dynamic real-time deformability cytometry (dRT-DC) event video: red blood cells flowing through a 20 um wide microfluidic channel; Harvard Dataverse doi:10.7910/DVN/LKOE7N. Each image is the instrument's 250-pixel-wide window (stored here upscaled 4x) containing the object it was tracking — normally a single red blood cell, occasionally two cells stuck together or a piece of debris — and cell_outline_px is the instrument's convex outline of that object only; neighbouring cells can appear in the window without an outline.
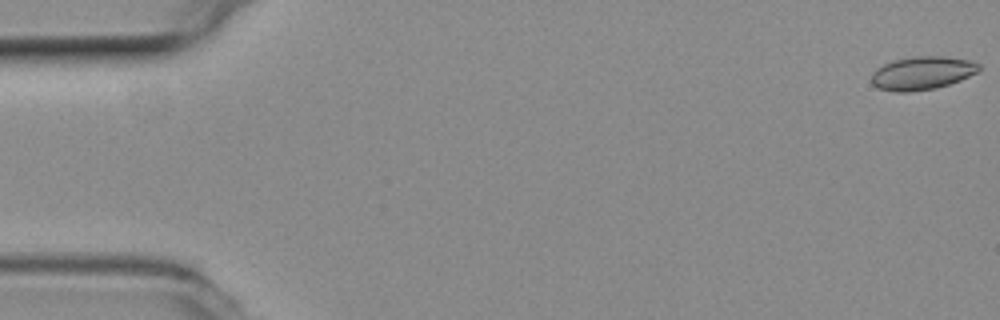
{"species": "common noctule bat (a hibernating species)", "species_latin": "Nyctalus noctula", "temperature_condition": "room temperature", "stored_images_in_passage": 9, "camera_frame_rate_fps": 3000, "um_per_image_px": 0.085, "animal": {"sex": "female", "body_mass_g": 19.3, "forearm_length_mm": 54.1}, "frame": {"image": 1, "passage_image": 1, "time_ms": 0.0, "image_size_px": [1000, 320], "cell_outline_px": [[980, 68], [976, 72], [960, 80], [936, 88], [908, 92], [896, 92], [880, 88], [872, 84], [872, 72], [876, 68], [892, 60], [912, 56], [944, 56], [968, 60], [980, 64]], "centroid_in_image_um": [78.35, 6.2], "position_along_channel_um": 6.6, "area_um2": 20.75}}
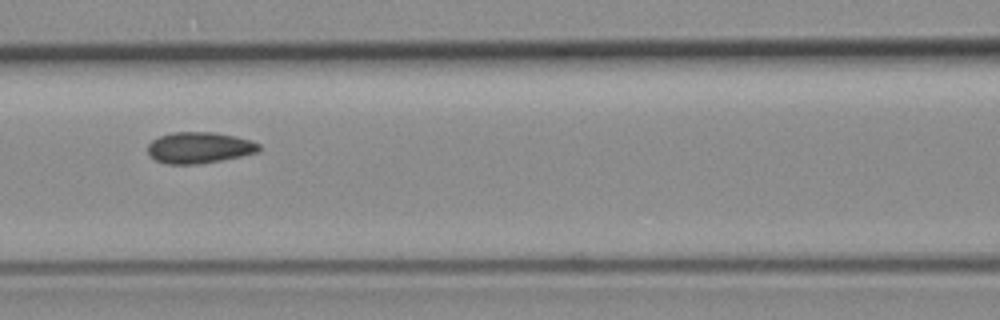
{"frame": {"image": 2, "passage_image": 7, "time_ms": 2.0, "image_size_px": [1000, 320], "cell_outline_px": [[260, 148], [256, 152], [240, 156], [200, 164], [168, 164], [156, 160], [148, 152], [148, 144], [152, 140], [160, 136], [172, 132], [212, 132], [232, 136], [248, 140], [260, 144]], "centroid_in_image_um": [16.9, 12.55], "position_along_channel_um": 149.7, "area_um2": 19.88}}
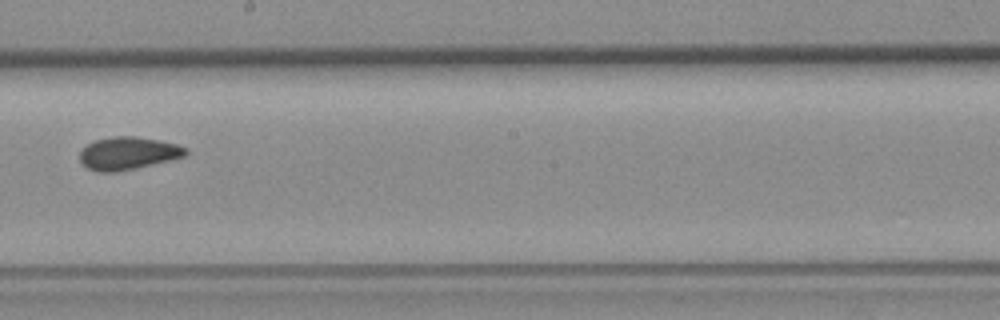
{"frame": {"image": 3, "passage_image": 9, "time_ms": 2.667, "image_size_px": [1000, 320], "cell_outline_px": [[188, 152], [184, 156], [136, 168], [116, 172], [96, 172], [88, 168], [80, 160], [80, 152], [88, 144], [96, 140], [116, 136], [136, 136], [160, 140], [176, 144], [188, 148]], "centroid_in_image_um": [10.89, 13.03], "position_along_channel_um": 237.3, "area_um2": 20.0}}